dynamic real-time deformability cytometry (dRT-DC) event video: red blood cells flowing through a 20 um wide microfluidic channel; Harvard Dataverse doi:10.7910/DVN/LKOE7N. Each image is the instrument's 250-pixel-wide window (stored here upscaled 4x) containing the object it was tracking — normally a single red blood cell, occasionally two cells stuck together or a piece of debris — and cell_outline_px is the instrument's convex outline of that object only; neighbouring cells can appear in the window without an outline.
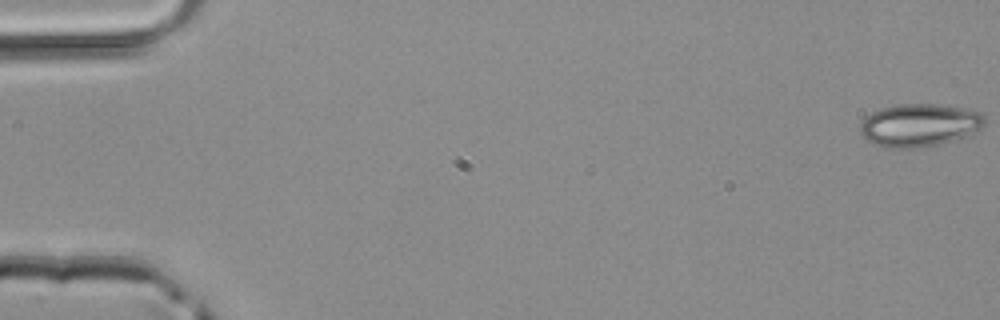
{"species": "common noctule bat (a hibernating species)", "species_latin": "Nyctalus noctula", "temperature_condition": "room temperature", "stored_images_in_passage": 48, "camera_frame_rate_fps": 3000, "um_per_image_px": 0.085, "animal": {"sex": "male", "body_mass_g": 20.4}, "frame": {"image": 1, "passage_image": 1, "time_ms": 0.0, "image_size_px": [1000, 320], "cell_outline_px": [[984, 124], [976, 132], [952, 140], [936, 144], [912, 148], [888, 148], [872, 144], [860, 132], [860, 124], [872, 112], [880, 108], [900, 104], [936, 104], [964, 108], [980, 112], [984, 116]], "centroid_in_image_um": [78.13, 10.63], "position_along_channel_um": 6.9, "area_um2": 30.81}}
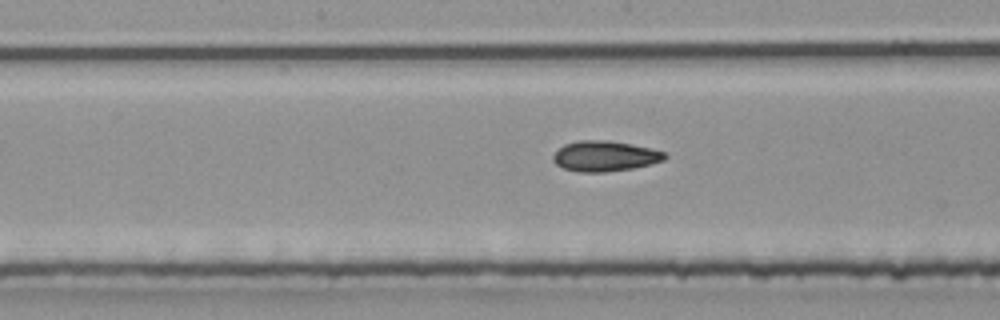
{"frame": {"image": 2, "passage_image": 25, "time_ms": 8.0, "image_size_px": [1000, 320], "cell_outline_px": [[668, 156], [664, 160], [652, 164], [632, 168], [604, 172], [580, 172], [564, 168], [556, 164], [552, 160], [552, 156], [564, 144], [580, 140], [608, 140], [652, 148], [668, 152]], "centroid_in_image_um": [51.45, 13.26], "position_along_channel_um": 196.7, "area_um2": 19.88}}
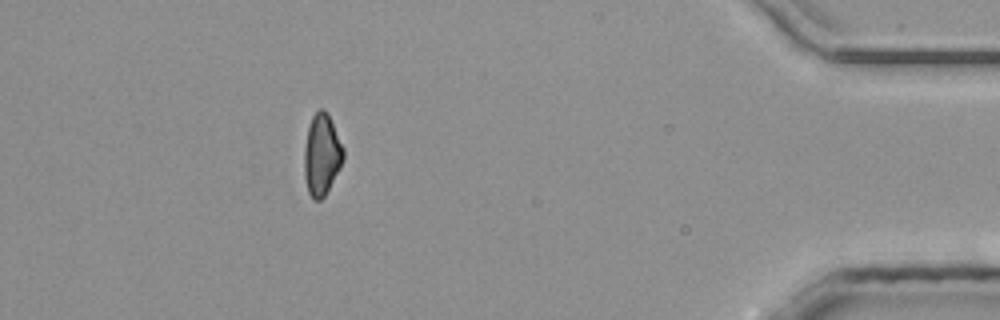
{"frame": {"image": 3, "passage_image": 43, "time_ms": 14.0, "image_size_px": [1000, 320], "cell_outline_px": [[344, 156], [340, 168], [324, 196], [320, 200], [312, 200], [308, 192], [304, 176], [304, 148], [308, 128], [312, 116], [320, 108], [324, 108], [328, 112], [344, 148]], "centroid_in_image_um": [27.34, 13.13], "position_along_channel_um": 407.9, "area_um2": 18.67}}